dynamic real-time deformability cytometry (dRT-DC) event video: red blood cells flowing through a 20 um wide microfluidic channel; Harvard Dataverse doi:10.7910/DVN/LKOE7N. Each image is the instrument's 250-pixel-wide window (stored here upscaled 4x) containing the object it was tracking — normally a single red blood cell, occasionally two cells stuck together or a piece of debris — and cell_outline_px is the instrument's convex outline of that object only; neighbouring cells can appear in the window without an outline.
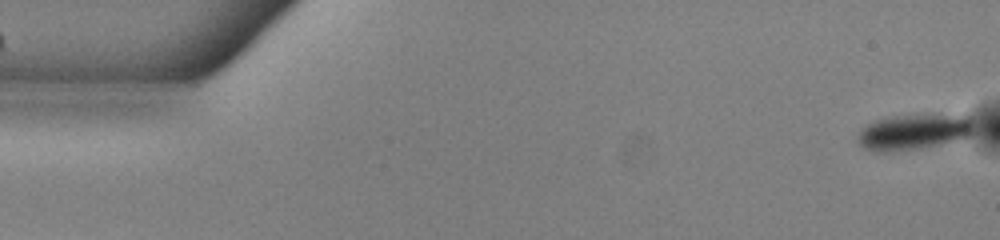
{"species": "common noctule bat (a hibernating species)", "species_latin": "Nyctalus noctula", "temperature_condition": "warm", "stored_images_in_passage": 53, "camera_frame_rate_fps": 3000, "um_per_image_px": 0.085, "animal": {"sex": "male", "body_mass_g": 13.0, "forearm_length_mm": 53.1}, "frame": {"image": 1, "passage_image": 1, "time_ms": 0.0, "image_size_px": [1000, 240], "cell_outline_px": [[972, 132], [968, 136], [956, 140], [916, 148], [884, 152], [876, 152], [864, 148], [856, 140], [860, 132], [868, 124], [876, 120], [892, 116], [928, 112], [968, 116], [972, 120]], "centroid_in_image_um": [77.67, 11.16], "position_along_channel_um": 7.3, "area_um2": 24.22}}
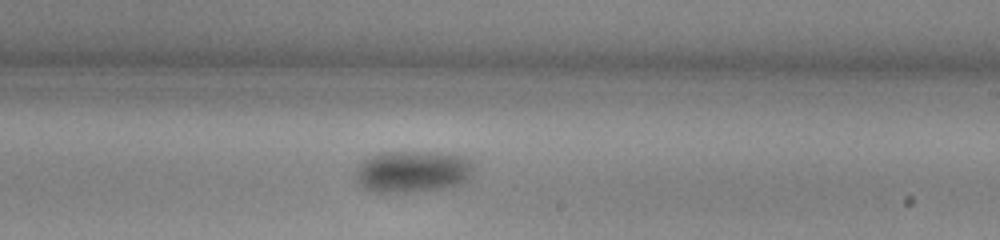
{"frame": {"image": 2, "passage_image": 31, "time_ms": 10.0, "image_size_px": [1000, 240], "cell_outline_px": [[476, 164], [472, 176], [460, 184], [444, 188], [404, 192], [372, 192], [364, 188], [356, 180], [356, 164], [372, 152], [444, 152], [468, 156], [476, 160]], "centroid_in_image_um": [35.11, 14.54], "position_along_channel_um": 253.9, "area_um2": 29.77}}
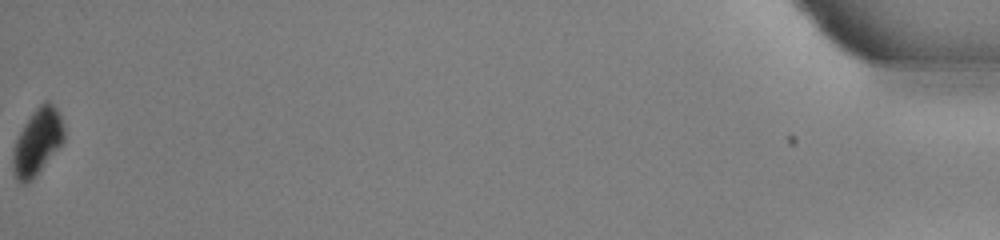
{"frame": {"image": 3, "passage_image": 53, "time_ms": 17.333, "image_size_px": [1000, 240], "cell_outline_px": [[64, 140], [28, 184], [24, 184], [16, 176], [12, 168], [12, 152], [16, 140], [24, 124], [32, 112], [44, 100], [48, 100], [56, 108], [60, 116], [64, 128]], "centroid_in_image_um": [3.16, 12.02], "position_along_channel_um": 432.0, "area_um2": 19.31}, "authors_computed_cell_mechanics": {"area_um2": 27.3394, "velocity_mm_per_s": 3.888, "shape_relaxation_time_tau1_ms": 3.8097, "shape_relaxation_time_tau2_ms": null, "deformation_change_tau1": 0.0714, "deformation_change_tau2": null}}